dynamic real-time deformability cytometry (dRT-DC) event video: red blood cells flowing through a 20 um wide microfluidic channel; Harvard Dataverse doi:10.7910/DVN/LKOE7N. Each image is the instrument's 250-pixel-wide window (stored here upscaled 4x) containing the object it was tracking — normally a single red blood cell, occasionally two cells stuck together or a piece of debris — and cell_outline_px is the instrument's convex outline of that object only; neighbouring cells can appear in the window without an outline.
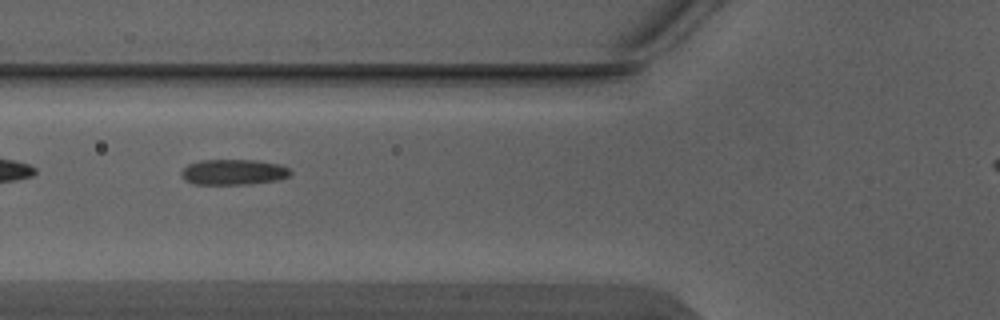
{"species": "Egyptian fruit bat (a non-hibernating species)", "species_latin": "Rousettus aegyptiacus", "temperature_condition": "warm", "stored_images_in_passage": 4, "camera_frame_rate_fps": 3000, "um_per_image_px": 0.085, "animal": {"sex": "male"}, "frame": {"image": 1, "passage_image": 2, "time_ms": 0.333, "image_size_px": [1000, 320], "cell_outline_px": [[292, 172], [288, 176], [280, 180], [252, 184], [192, 184], [184, 180], [180, 176], [180, 172], [188, 164], [200, 160], [256, 160], [280, 164], [288, 168]], "centroid_in_image_um": [19.83, 14.63], "position_along_channel_um": 106.0, "area_um2": 16.47}}
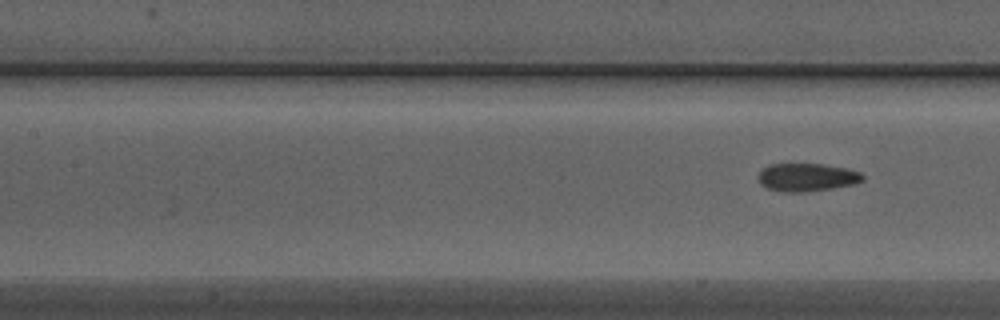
{"frame": {"image": 2, "passage_image": 4, "time_ms": 1.0, "image_size_px": [1000, 320], "cell_outline_px": [[864, 180], [856, 184], [832, 188], [804, 192], [784, 192], [768, 188], [760, 184], [760, 172], [768, 164], [824, 164], [848, 168], [860, 172], [864, 176]], "centroid_in_image_um": [68.64, 15.06], "position_along_channel_um": 138.8, "area_um2": 17.05}}